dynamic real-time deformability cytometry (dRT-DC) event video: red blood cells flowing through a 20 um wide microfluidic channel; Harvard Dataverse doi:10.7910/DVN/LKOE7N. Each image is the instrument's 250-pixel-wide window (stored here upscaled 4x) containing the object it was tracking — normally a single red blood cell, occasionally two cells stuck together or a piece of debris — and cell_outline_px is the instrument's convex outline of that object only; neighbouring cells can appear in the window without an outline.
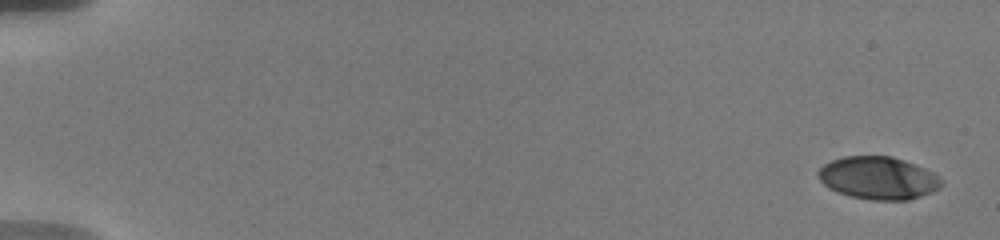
{"species": "human", "species_latin": "Homo sapiens", "temperature_condition": "warm", "stored_images_in_passage": 38, "camera_frame_rate_fps": 3000, "um_per_image_px": 0.085, "donor": {"sex": "male"}, "frame": {"image": 1, "passage_image": 1, "time_ms": 0.0, "image_size_px": [1000, 240], "cell_outline_px": [[944, 184], [940, 188], [920, 196], [908, 200], [872, 200], [848, 196], [836, 192], [828, 188], [816, 176], [816, 172], [824, 164], [832, 160], [844, 156], [892, 156], [904, 160], [924, 168], [940, 176], [944, 180]], "centroid_in_image_um": [74.64, 15.13], "position_along_channel_um": 10.4, "area_um2": 30.92}}
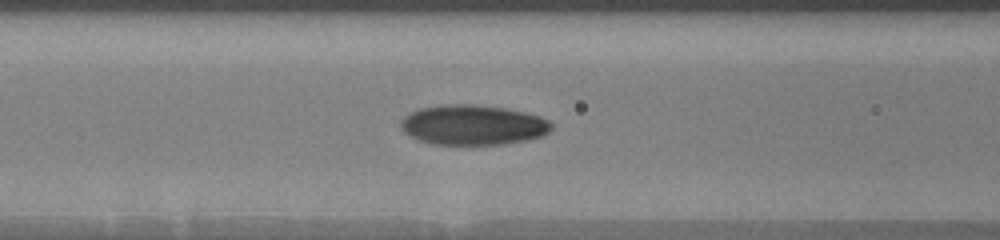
{"frame": {"image": 2, "passage_image": 17, "time_ms": 8.0, "image_size_px": [1000, 240], "cell_outline_px": [[552, 128], [548, 132], [540, 136], [528, 140], [504, 144], [432, 144], [420, 140], [404, 132], [400, 124], [404, 116], [420, 108], [448, 104], [476, 104], [504, 108], [524, 112], [540, 116], [548, 120], [552, 124]], "centroid_in_image_um": [40.22, 10.61], "position_along_channel_um": 126.4, "area_um2": 34.97}}
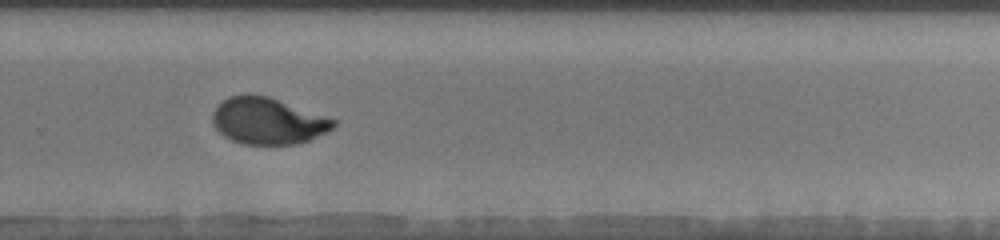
{"frame": {"image": 3, "passage_image": 29, "time_ms": 13.0, "image_size_px": [1000, 240], "cell_outline_px": [[336, 124], [332, 128], [308, 140], [296, 144], [244, 144], [232, 140], [224, 136], [212, 124], [212, 112], [228, 96], [248, 92], [268, 96], [336, 120]], "centroid_in_image_um": [22.71, 10.26], "position_along_channel_um": 307.1, "area_um2": 32.6}, "authors_computed_cell_mechanics": {"area_um2": 33.3506, "velocity_mm_per_s": 3.6201, "shape_relaxation_time_tau1_ms": 5.3677, "shape_relaxation_time_tau2_ms": null, "deformation_change_tau1": 0.2028, "deformation_change_tau2": null}}